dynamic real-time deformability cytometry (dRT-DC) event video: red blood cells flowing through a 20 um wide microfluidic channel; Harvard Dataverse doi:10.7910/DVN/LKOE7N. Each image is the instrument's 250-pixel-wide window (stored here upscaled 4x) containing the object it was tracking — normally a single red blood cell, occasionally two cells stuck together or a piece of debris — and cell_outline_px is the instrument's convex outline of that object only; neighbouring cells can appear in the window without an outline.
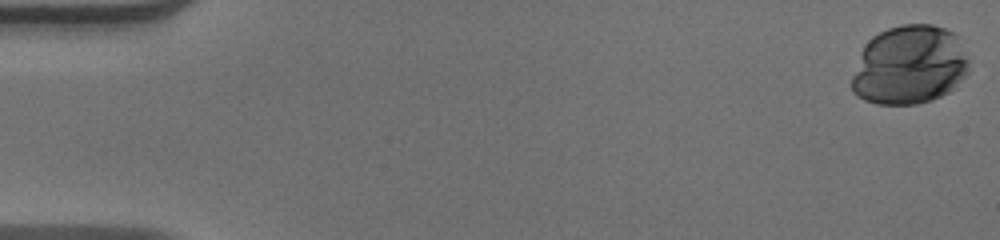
{"species": "human", "species_latin": "Homo sapiens", "temperature_condition": "warm", "stored_images_in_passage": 46, "camera_frame_rate_fps": 3000, "um_per_image_px": 0.085, "donor": {"sex": "male"}, "frame": {"image": 1, "passage_image": 1, "time_ms": 0.0, "image_size_px": [1000, 240], "cell_outline_px": [[968, 72], [948, 92], [932, 100], [916, 104], [876, 104], [864, 100], [852, 92], [852, 76], [864, 44], [872, 36], [888, 28], [904, 24], [932, 24], [944, 28], [952, 32], [956, 36], [968, 60]], "centroid_in_image_um": [77.27, 5.53], "position_along_channel_um": 7.7, "area_um2": 53.75}}
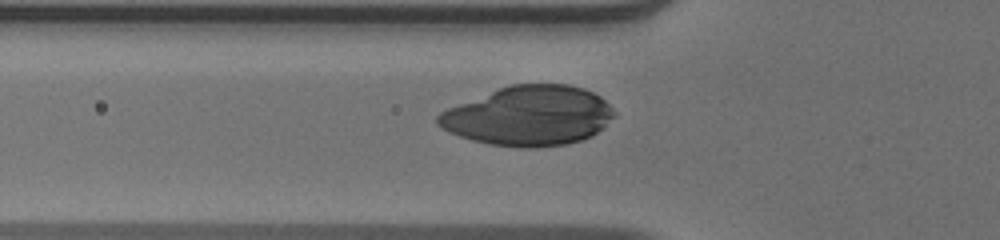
{"frame": {"image": 2, "passage_image": 19, "time_ms": 6.0, "image_size_px": [1000, 240], "cell_outline_px": [[616, 116], [604, 128], [592, 136], [580, 140], [564, 144], [536, 148], [520, 148], [488, 144], [472, 140], [448, 132], [440, 128], [436, 124], [436, 116], [440, 112], [448, 108], [500, 88], [512, 84], [568, 84], [584, 88], [600, 96], [616, 112]], "centroid_in_image_um": [44.96, 9.86], "position_along_channel_um": 80.8, "area_um2": 61.44}}
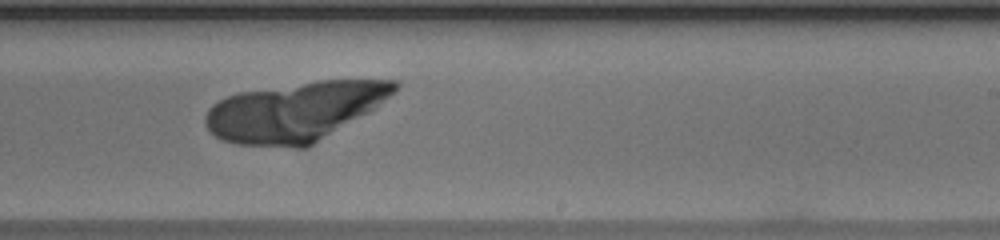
{"frame": {"image": 3, "passage_image": 33, "time_ms": 10.667, "image_size_px": [1000, 240], "cell_outline_px": [[400, 84], [376, 108], [308, 148], [296, 148], [236, 144], [220, 140], [204, 124], [204, 116], [208, 108], [212, 104], [236, 92], [316, 80], [396, 80]], "centroid_in_image_um": [25.04, 9.49], "position_along_channel_um": 264.0, "area_um2": 65.72}}